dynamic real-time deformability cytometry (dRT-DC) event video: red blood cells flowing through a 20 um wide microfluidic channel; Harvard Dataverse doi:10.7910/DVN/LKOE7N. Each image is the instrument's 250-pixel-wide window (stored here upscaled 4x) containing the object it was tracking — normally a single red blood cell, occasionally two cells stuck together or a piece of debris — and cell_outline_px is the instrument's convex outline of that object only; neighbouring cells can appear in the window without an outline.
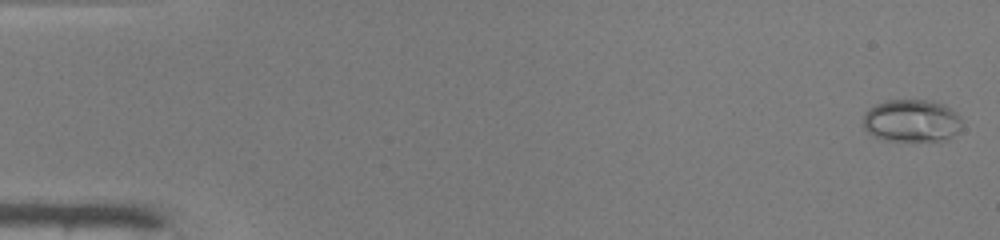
{"species": "common noctule bat (a hibernating species)", "species_latin": "Nyctalus noctula", "temperature_condition": "warm", "stored_images_in_passage": 49, "camera_frame_rate_fps": 3000, "um_per_image_px": 0.085, "animal": {"sex": "male", "body_mass_g": 19.0, "forearm_length_mm": 50.8}, "frame": {"image": 1, "passage_image": 1, "time_ms": 0.0, "image_size_px": [1000, 240], "cell_outline_px": [[960, 128], [948, 140], [888, 140], [876, 136], [868, 132], [864, 128], [864, 116], [876, 104], [888, 100], [932, 100], [944, 104], [952, 108], [960, 116]], "centroid_in_image_um": [77.54, 10.24], "position_along_channel_um": 7.5, "area_um2": 24.16}}
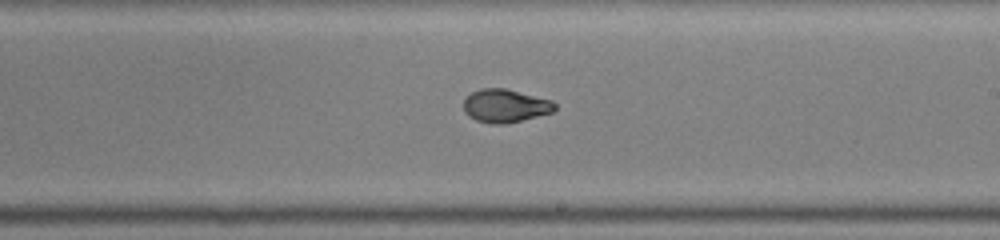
{"frame": {"image": 2, "passage_image": 29, "time_ms": 9.333, "image_size_px": [1000, 240], "cell_outline_px": [[556, 108], [552, 112], [504, 124], [492, 124], [476, 120], [468, 116], [464, 112], [464, 100], [472, 92], [480, 88], [504, 88], [552, 100], [556, 104]], "centroid_in_image_um": [42.93, 8.99], "position_along_channel_um": 246.1, "area_um2": 17.51}}
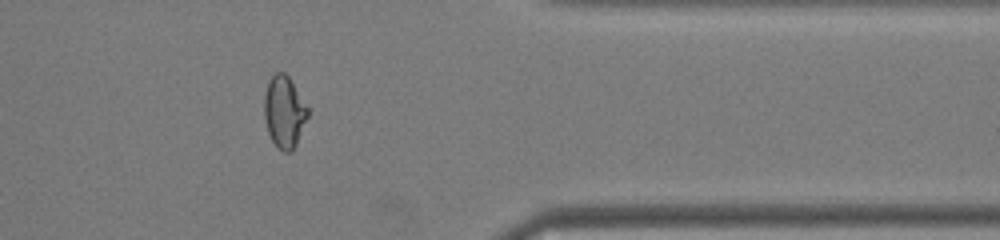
{"frame": {"image": 3, "passage_image": 40, "time_ms": 13.0, "image_size_px": [1000, 240], "cell_outline_px": [[308, 116], [296, 144], [288, 152], [284, 152], [272, 140], [268, 132], [264, 116], [264, 96], [268, 80], [276, 72], [284, 72], [288, 76], [308, 108]], "centroid_in_image_um": [24.14, 9.48], "position_along_channel_um": 387.3, "area_um2": 17.86}, "authors_computed_cell_mechanics": {"area_um2": 19.074, "velocity_mm_per_s": 4.2112, "shape_relaxation_time_tau1_ms": 6.4367, "shape_relaxation_time_tau2_ms": null, "deformation_change_tau1": 0.2584, "deformation_change_tau2": null}}